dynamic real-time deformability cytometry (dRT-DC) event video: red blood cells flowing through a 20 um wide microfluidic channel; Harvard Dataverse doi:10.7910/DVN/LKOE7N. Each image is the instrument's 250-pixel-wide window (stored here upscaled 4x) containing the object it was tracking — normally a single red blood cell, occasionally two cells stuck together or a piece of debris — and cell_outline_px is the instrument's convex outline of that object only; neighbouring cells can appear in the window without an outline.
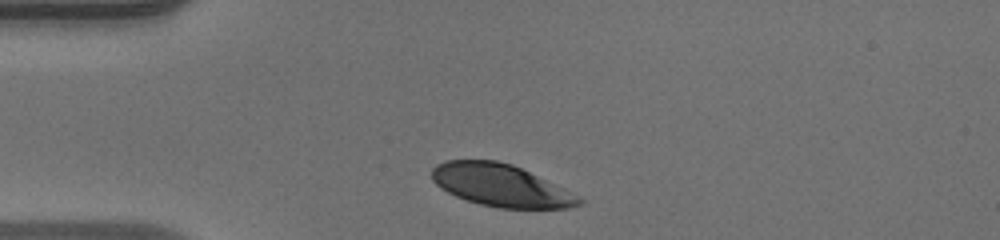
{"species": "human", "species_latin": "Homo sapiens", "temperature_condition": "warm", "stored_images_in_passage": 30, "camera_frame_rate_fps": 3000, "um_per_image_px": 0.085, "donor": {"sex": "male"}, "frame": {"image": 1, "passage_image": 1, "time_ms": 0.0, "image_size_px": [1000, 240], "cell_outline_px": [[584, 200], [580, 204], [568, 208], [500, 208], [480, 204], [456, 196], [440, 188], [432, 180], [432, 168], [436, 164], [444, 160], [496, 160], [512, 164], [564, 188]], "centroid_in_image_um": [42.54, 15.75], "position_along_channel_um": 42.5, "area_um2": 36.01}}
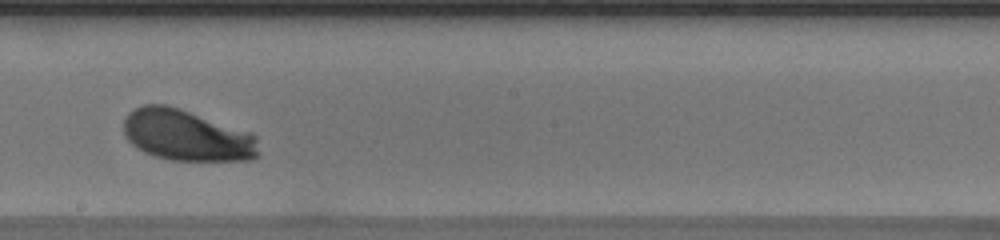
{"frame": {"image": 2, "passage_image": 17, "time_ms": 5.333, "image_size_px": [1000, 240], "cell_outline_px": [[256, 156], [248, 160], [172, 160], [156, 156], [144, 152], [136, 148], [124, 136], [124, 116], [128, 112], [144, 104], [164, 104], [180, 108], [252, 132], [256, 136]], "centroid_in_image_um": [15.82, 11.48], "position_along_channel_um": 232.4, "area_um2": 40.23}}
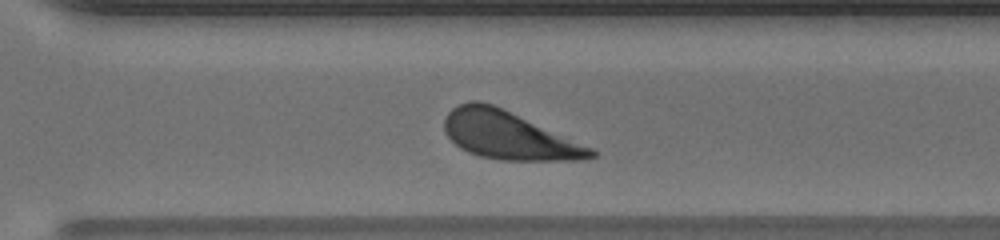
{"frame": {"image": 3, "passage_image": 24, "time_ms": 7.667, "image_size_px": [1000, 240], "cell_outline_px": [[596, 156], [580, 160], [500, 160], [480, 156], [468, 152], [460, 148], [444, 132], [444, 120], [448, 112], [452, 108], [468, 100], [480, 100], [492, 104], [592, 148], [596, 152]], "centroid_in_image_um": [43.18, 11.5], "position_along_channel_um": 327.4, "area_um2": 40.34}, "authors_computed_cell_mechanics": {"area_um2": 39.8531, "velocity_mm_per_s": 4.0764, "shape_relaxation_time_tau1_ms": 2.0658, "shape_relaxation_time_tau2_ms": null, "deformation_change_tau1": 0.1372, "deformation_change_tau2": null}}